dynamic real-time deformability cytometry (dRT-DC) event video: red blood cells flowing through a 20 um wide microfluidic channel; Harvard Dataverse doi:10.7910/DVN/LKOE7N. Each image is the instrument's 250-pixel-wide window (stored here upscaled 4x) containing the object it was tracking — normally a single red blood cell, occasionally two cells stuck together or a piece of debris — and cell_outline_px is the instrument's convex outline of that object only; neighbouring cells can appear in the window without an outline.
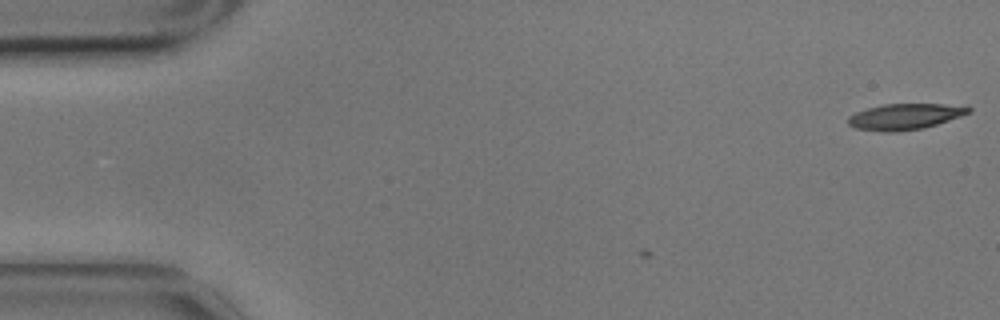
{"species": "common noctule bat (a hibernating species)", "species_latin": "Nyctalus noctula", "temperature_condition": "cold", "stored_images_in_passage": 2, "camera_frame_rate_fps": 3000, "um_per_image_px": 0.085, "animal": {"sex": "male", "body_mass_g": 17.9}, "frame": {"image": 1, "passage_image": 2, "time_ms": 0.333, "image_size_px": [1000, 320], "cell_outline_px": [[972, 112], [924, 128], [900, 132], [884, 132], [856, 128], [848, 124], [848, 116], [856, 112], [868, 108], [884, 104], [968, 104], [972, 108]], "centroid_in_image_um": [76.98, 9.9], "position_along_channel_um": 8.0, "area_um2": 18.44}}